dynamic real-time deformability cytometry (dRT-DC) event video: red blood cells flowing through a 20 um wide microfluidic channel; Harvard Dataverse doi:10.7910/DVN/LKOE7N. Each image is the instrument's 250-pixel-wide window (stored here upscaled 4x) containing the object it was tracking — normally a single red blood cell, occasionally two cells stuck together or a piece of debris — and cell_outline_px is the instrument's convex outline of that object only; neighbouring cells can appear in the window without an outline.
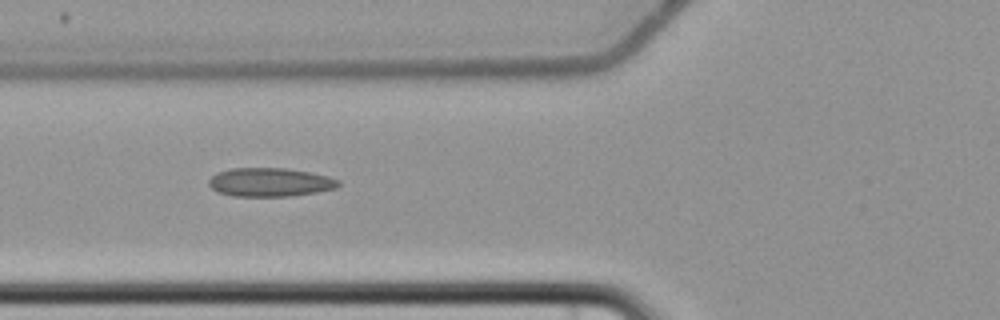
{"species": "common noctule bat (a hibernating species)", "species_latin": "Nyctalus noctula", "temperature_condition": "cold", "stored_images_in_passage": 7, "camera_frame_rate_fps": 3000, "um_per_image_px": 0.085, "animal": {"sex": "female", "body_mass_g": 22.7, "forearm_length_mm": 54.2}, "frame": {"image": 1, "passage_image": 7, "time_ms": 7.333, "image_size_px": [1000, 320], "cell_outline_px": [[340, 184], [336, 188], [316, 192], [292, 196], [232, 196], [216, 192], [208, 184], [208, 180], [212, 176], [220, 172], [232, 168], [284, 168], [308, 172], [328, 176], [340, 180]], "centroid_in_image_um": [22.94, 15.49], "position_along_channel_um": 102.9, "area_um2": 21.62}}